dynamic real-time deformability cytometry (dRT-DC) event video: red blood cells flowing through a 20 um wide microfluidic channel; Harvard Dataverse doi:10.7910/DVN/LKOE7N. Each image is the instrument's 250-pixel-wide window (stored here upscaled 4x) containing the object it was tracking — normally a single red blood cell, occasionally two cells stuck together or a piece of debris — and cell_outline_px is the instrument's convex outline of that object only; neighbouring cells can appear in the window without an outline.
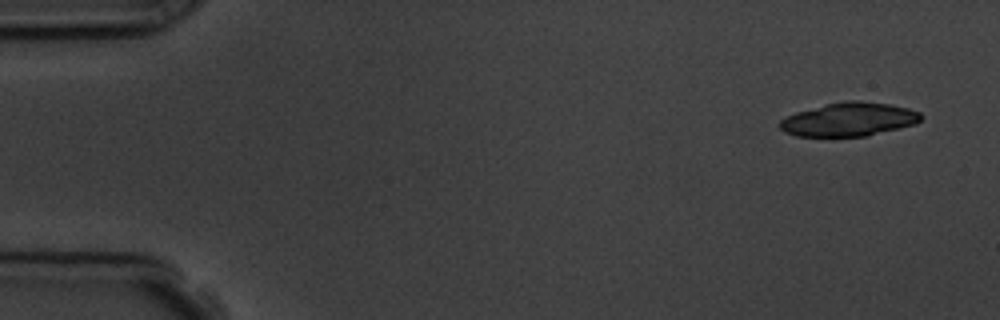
{"species": "common noctule bat (a hibernating species)", "species_latin": "Nyctalus noctula", "temperature_condition": "room temperature", "stored_images_in_passage": 4, "camera_frame_rate_fps": 3000, "um_per_image_px": 0.085, "animal": {"sex": "male", "body_mass_g": 19.5, "forearm_length_mm": 54.6}, "frame": {"image": 1, "passage_image": 1, "time_ms": 0.0, "image_size_px": [1000, 320], "cell_outline_px": [[924, 116], [916, 124], [868, 136], [796, 136], [784, 132], [776, 124], [780, 120], [796, 112], [824, 104], [848, 100], [860, 100], [892, 104], [908, 108], [920, 112]], "centroid_in_image_um": [72.18, 10.14], "position_along_channel_um": 12.8, "area_um2": 27.98}}